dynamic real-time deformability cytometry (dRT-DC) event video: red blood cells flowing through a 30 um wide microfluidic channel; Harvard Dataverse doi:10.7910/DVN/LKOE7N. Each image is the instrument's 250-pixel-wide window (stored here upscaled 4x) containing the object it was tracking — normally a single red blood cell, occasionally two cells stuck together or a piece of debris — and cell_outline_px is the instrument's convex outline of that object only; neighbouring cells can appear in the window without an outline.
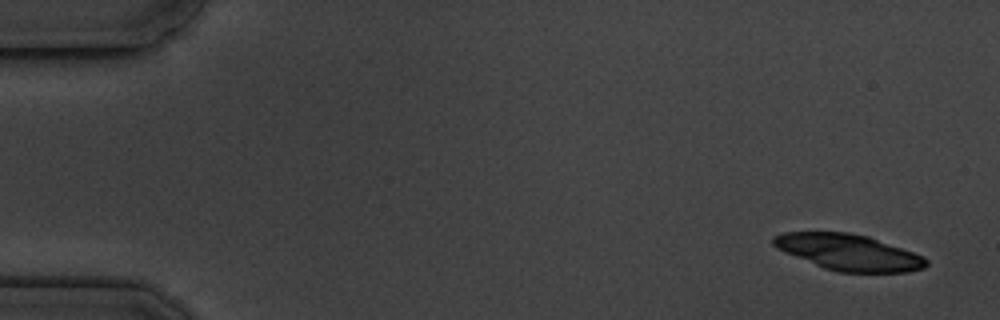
{"species": "common noctule bat (a hibernating species)", "species_latin": "Nyctalus noctula", "temperature_condition": "cold", "stored_images_in_passage": 6, "camera_frame_rate_fps": 3000, "um_per_image_px": 0.085, "animal": {"sex": "male", "body_mass_g": 19.5, "forearm_length_mm": 54.6}, "frame": {"image": 1, "passage_image": 1, "time_ms": 0.0, "image_size_px": [1000, 320], "cell_outline_px": [[928, 264], [924, 268], [908, 272], [840, 272], [824, 268], [784, 252], [776, 248], [772, 244], [772, 236], [784, 232], [848, 232], [868, 236], [924, 256], [928, 260]], "centroid_in_image_um": [72.12, 21.44], "position_along_channel_um": 12.9, "area_um2": 32.08}}